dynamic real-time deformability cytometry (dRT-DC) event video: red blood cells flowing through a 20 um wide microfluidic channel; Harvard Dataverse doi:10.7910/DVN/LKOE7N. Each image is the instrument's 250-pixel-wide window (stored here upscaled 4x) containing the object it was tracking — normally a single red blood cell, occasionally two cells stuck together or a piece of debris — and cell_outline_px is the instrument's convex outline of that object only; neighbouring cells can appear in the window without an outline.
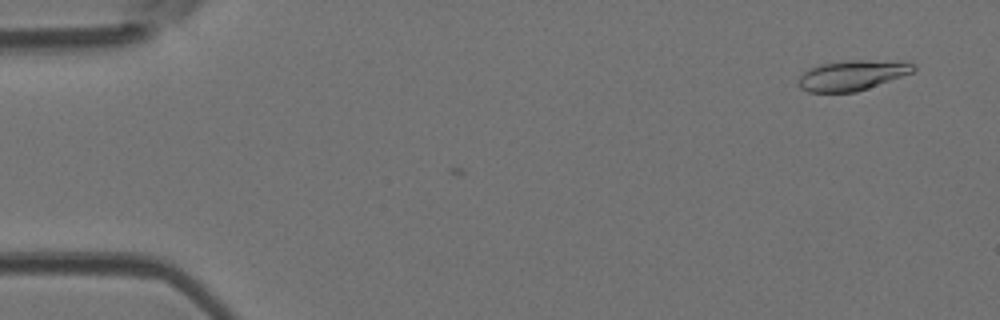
{"species": "Egyptian fruit bat (a non-hibernating species)", "species_latin": "Rousettus aegyptiacus", "temperature_condition": "room temperature", "stored_images_in_passage": 5, "camera_frame_rate_fps": 3000, "um_per_image_px": 0.085, "animal": {"sex": "female"}, "frame": {"image": 1, "passage_image": 2, "time_ms": 0.333, "image_size_px": [1000, 320], "cell_outline_px": [[916, 68], [912, 72], [868, 88], [856, 92], [808, 92], [800, 88], [800, 76], [808, 68], [820, 64], [844, 60], [868, 60], [916, 64]], "centroid_in_image_um": [72.38, 6.4], "position_along_channel_um": 12.6, "area_um2": 19.83}}